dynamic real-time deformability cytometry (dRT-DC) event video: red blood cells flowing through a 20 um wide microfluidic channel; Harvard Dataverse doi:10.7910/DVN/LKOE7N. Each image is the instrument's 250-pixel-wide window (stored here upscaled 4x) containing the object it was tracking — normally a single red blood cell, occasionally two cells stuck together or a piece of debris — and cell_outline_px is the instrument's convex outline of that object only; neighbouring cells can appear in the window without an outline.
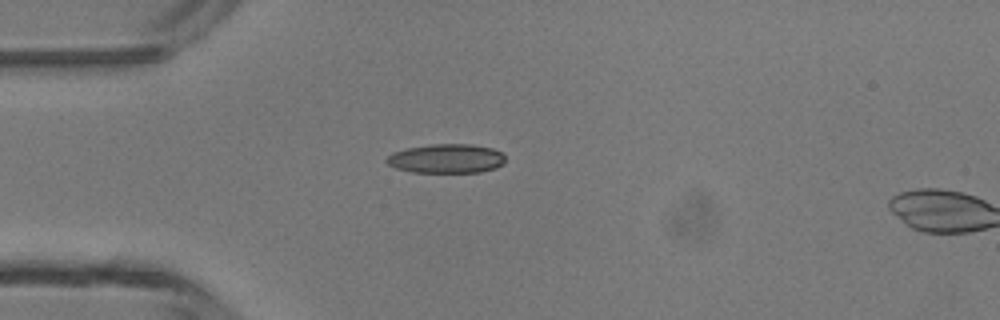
{"species": "common noctule bat (a hibernating species)", "species_latin": "Nyctalus noctula", "temperature_condition": "room temperature", "stored_images_in_passage": 3, "camera_frame_rate_fps": 3000, "um_per_image_px": 0.085, "animal": {"sex": "male", "body_mass_g": 13.3}, "frame": {"image": 1, "passage_image": 1, "time_ms": 0.0, "image_size_px": [1000, 320], "cell_outline_px": [[504, 164], [496, 168], [480, 172], [412, 172], [396, 168], [388, 164], [384, 160], [392, 152], [408, 148], [432, 144], [472, 144], [492, 148], [500, 152], [504, 156]], "centroid_in_image_um": [37.94, 13.48], "position_along_channel_um": 47.1, "area_um2": 20.17}}